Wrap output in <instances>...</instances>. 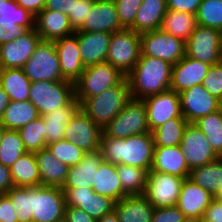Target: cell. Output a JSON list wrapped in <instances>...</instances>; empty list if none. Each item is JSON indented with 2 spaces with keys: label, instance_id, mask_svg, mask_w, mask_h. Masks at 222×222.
Wrapping results in <instances>:
<instances>
[{
  "label": "cell",
  "instance_id": "cell-1",
  "mask_svg": "<svg viewBox=\"0 0 222 222\" xmlns=\"http://www.w3.org/2000/svg\"><path fill=\"white\" fill-rule=\"evenodd\" d=\"M152 133L133 135L125 139L101 135L99 151L105 162L151 169L154 155Z\"/></svg>",
  "mask_w": 222,
  "mask_h": 222
},
{
  "label": "cell",
  "instance_id": "cell-2",
  "mask_svg": "<svg viewBox=\"0 0 222 222\" xmlns=\"http://www.w3.org/2000/svg\"><path fill=\"white\" fill-rule=\"evenodd\" d=\"M172 66L162 59L143 56L126 76L132 99L143 100L170 89Z\"/></svg>",
  "mask_w": 222,
  "mask_h": 222
},
{
  "label": "cell",
  "instance_id": "cell-3",
  "mask_svg": "<svg viewBox=\"0 0 222 222\" xmlns=\"http://www.w3.org/2000/svg\"><path fill=\"white\" fill-rule=\"evenodd\" d=\"M130 85L125 78L120 84L86 98L80 108L103 129L131 100Z\"/></svg>",
  "mask_w": 222,
  "mask_h": 222
},
{
  "label": "cell",
  "instance_id": "cell-4",
  "mask_svg": "<svg viewBox=\"0 0 222 222\" xmlns=\"http://www.w3.org/2000/svg\"><path fill=\"white\" fill-rule=\"evenodd\" d=\"M125 78V75L107 62L87 66L74 82L75 98L81 104L86 98L101 94Z\"/></svg>",
  "mask_w": 222,
  "mask_h": 222
},
{
  "label": "cell",
  "instance_id": "cell-5",
  "mask_svg": "<svg viewBox=\"0 0 222 222\" xmlns=\"http://www.w3.org/2000/svg\"><path fill=\"white\" fill-rule=\"evenodd\" d=\"M74 98V83L71 81L31 82L29 101L40 116L67 106Z\"/></svg>",
  "mask_w": 222,
  "mask_h": 222
},
{
  "label": "cell",
  "instance_id": "cell-6",
  "mask_svg": "<svg viewBox=\"0 0 222 222\" xmlns=\"http://www.w3.org/2000/svg\"><path fill=\"white\" fill-rule=\"evenodd\" d=\"M140 54V33L124 28L112 33L107 63L127 76L139 61Z\"/></svg>",
  "mask_w": 222,
  "mask_h": 222
},
{
  "label": "cell",
  "instance_id": "cell-7",
  "mask_svg": "<svg viewBox=\"0 0 222 222\" xmlns=\"http://www.w3.org/2000/svg\"><path fill=\"white\" fill-rule=\"evenodd\" d=\"M102 130L104 136L121 139L151 133L143 100L131 99Z\"/></svg>",
  "mask_w": 222,
  "mask_h": 222
},
{
  "label": "cell",
  "instance_id": "cell-8",
  "mask_svg": "<svg viewBox=\"0 0 222 222\" xmlns=\"http://www.w3.org/2000/svg\"><path fill=\"white\" fill-rule=\"evenodd\" d=\"M23 70L31 82L68 81L62 76L54 41L40 40Z\"/></svg>",
  "mask_w": 222,
  "mask_h": 222
},
{
  "label": "cell",
  "instance_id": "cell-9",
  "mask_svg": "<svg viewBox=\"0 0 222 222\" xmlns=\"http://www.w3.org/2000/svg\"><path fill=\"white\" fill-rule=\"evenodd\" d=\"M141 55L177 64L186 55V42L161 29L140 33Z\"/></svg>",
  "mask_w": 222,
  "mask_h": 222
},
{
  "label": "cell",
  "instance_id": "cell-10",
  "mask_svg": "<svg viewBox=\"0 0 222 222\" xmlns=\"http://www.w3.org/2000/svg\"><path fill=\"white\" fill-rule=\"evenodd\" d=\"M65 196L60 187H31L33 222H64Z\"/></svg>",
  "mask_w": 222,
  "mask_h": 222
},
{
  "label": "cell",
  "instance_id": "cell-11",
  "mask_svg": "<svg viewBox=\"0 0 222 222\" xmlns=\"http://www.w3.org/2000/svg\"><path fill=\"white\" fill-rule=\"evenodd\" d=\"M185 178L149 170L143 196L155 207L177 206Z\"/></svg>",
  "mask_w": 222,
  "mask_h": 222
},
{
  "label": "cell",
  "instance_id": "cell-12",
  "mask_svg": "<svg viewBox=\"0 0 222 222\" xmlns=\"http://www.w3.org/2000/svg\"><path fill=\"white\" fill-rule=\"evenodd\" d=\"M186 55L215 65L222 61V31L197 25L186 42Z\"/></svg>",
  "mask_w": 222,
  "mask_h": 222
},
{
  "label": "cell",
  "instance_id": "cell-13",
  "mask_svg": "<svg viewBox=\"0 0 222 222\" xmlns=\"http://www.w3.org/2000/svg\"><path fill=\"white\" fill-rule=\"evenodd\" d=\"M190 170L217 160L220 156L213 150L205 134L194 123H188L180 144Z\"/></svg>",
  "mask_w": 222,
  "mask_h": 222
},
{
  "label": "cell",
  "instance_id": "cell-14",
  "mask_svg": "<svg viewBox=\"0 0 222 222\" xmlns=\"http://www.w3.org/2000/svg\"><path fill=\"white\" fill-rule=\"evenodd\" d=\"M103 130L80 108L67 123L63 139L86 153L99 150Z\"/></svg>",
  "mask_w": 222,
  "mask_h": 222
},
{
  "label": "cell",
  "instance_id": "cell-15",
  "mask_svg": "<svg viewBox=\"0 0 222 222\" xmlns=\"http://www.w3.org/2000/svg\"><path fill=\"white\" fill-rule=\"evenodd\" d=\"M61 189L64 192L66 206L79 208L96 221L114 211L115 201L95 193L92 187Z\"/></svg>",
  "mask_w": 222,
  "mask_h": 222
},
{
  "label": "cell",
  "instance_id": "cell-16",
  "mask_svg": "<svg viewBox=\"0 0 222 222\" xmlns=\"http://www.w3.org/2000/svg\"><path fill=\"white\" fill-rule=\"evenodd\" d=\"M179 97L182 116L188 123L222 108V102L205 90L202 84L180 92Z\"/></svg>",
  "mask_w": 222,
  "mask_h": 222
},
{
  "label": "cell",
  "instance_id": "cell-17",
  "mask_svg": "<svg viewBox=\"0 0 222 222\" xmlns=\"http://www.w3.org/2000/svg\"><path fill=\"white\" fill-rule=\"evenodd\" d=\"M146 106L147 121L150 132L160 127L167 120L183 117L179 93L168 89L143 99Z\"/></svg>",
  "mask_w": 222,
  "mask_h": 222
},
{
  "label": "cell",
  "instance_id": "cell-18",
  "mask_svg": "<svg viewBox=\"0 0 222 222\" xmlns=\"http://www.w3.org/2000/svg\"><path fill=\"white\" fill-rule=\"evenodd\" d=\"M41 37L36 29L24 31L14 41L0 45L1 69L23 68L30 59Z\"/></svg>",
  "mask_w": 222,
  "mask_h": 222
},
{
  "label": "cell",
  "instance_id": "cell-19",
  "mask_svg": "<svg viewBox=\"0 0 222 222\" xmlns=\"http://www.w3.org/2000/svg\"><path fill=\"white\" fill-rule=\"evenodd\" d=\"M113 0H95L80 32L114 33L122 30Z\"/></svg>",
  "mask_w": 222,
  "mask_h": 222
},
{
  "label": "cell",
  "instance_id": "cell-20",
  "mask_svg": "<svg viewBox=\"0 0 222 222\" xmlns=\"http://www.w3.org/2000/svg\"><path fill=\"white\" fill-rule=\"evenodd\" d=\"M62 76L65 80L75 82L85 67L79 52L77 31L75 33L54 40Z\"/></svg>",
  "mask_w": 222,
  "mask_h": 222
},
{
  "label": "cell",
  "instance_id": "cell-21",
  "mask_svg": "<svg viewBox=\"0 0 222 222\" xmlns=\"http://www.w3.org/2000/svg\"><path fill=\"white\" fill-rule=\"evenodd\" d=\"M210 66L185 55L177 64L172 66L170 89L180 93L195 85L202 84Z\"/></svg>",
  "mask_w": 222,
  "mask_h": 222
},
{
  "label": "cell",
  "instance_id": "cell-22",
  "mask_svg": "<svg viewBox=\"0 0 222 222\" xmlns=\"http://www.w3.org/2000/svg\"><path fill=\"white\" fill-rule=\"evenodd\" d=\"M214 197L205 189L198 186L191 179L185 178L177 207L188 220L202 217Z\"/></svg>",
  "mask_w": 222,
  "mask_h": 222
},
{
  "label": "cell",
  "instance_id": "cell-23",
  "mask_svg": "<svg viewBox=\"0 0 222 222\" xmlns=\"http://www.w3.org/2000/svg\"><path fill=\"white\" fill-rule=\"evenodd\" d=\"M112 33L77 31L79 52L84 67L106 62Z\"/></svg>",
  "mask_w": 222,
  "mask_h": 222
},
{
  "label": "cell",
  "instance_id": "cell-24",
  "mask_svg": "<svg viewBox=\"0 0 222 222\" xmlns=\"http://www.w3.org/2000/svg\"><path fill=\"white\" fill-rule=\"evenodd\" d=\"M35 29L40 35L41 40L49 41H54L75 33L68 16L64 13L51 10H42L35 17Z\"/></svg>",
  "mask_w": 222,
  "mask_h": 222
},
{
  "label": "cell",
  "instance_id": "cell-25",
  "mask_svg": "<svg viewBox=\"0 0 222 222\" xmlns=\"http://www.w3.org/2000/svg\"><path fill=\"white\" fill-rule=\"evenodd\" d=\"M151 170L161 173L188 178L190 169L186 163L180 145L154 147L153 164Z\"/></svg>",
  "mask_w": 222,
  "mask_h": 222
},
{
  "label": "cell",
  "instance_id": "cell-26",
  "mask_svg": "<svg viewBox=\"0 0 222 222\" xmlns=\"http://www.w3.org/2000/svg\"><path fill=\"white\" fill-rule=\"evenodd\" d=\"M103 161L99 150L85 153L78 164L69 167L62 188L92 187L95 171L99 169Z\"/></svg>",
  "mask_w": 222,
  "mask_h": 222
},
{
  "label": "cell",
  "instance_id": "cell-27",
  "mask_svg": "<svg viewBox=\"0 0 222 222\" xmlns=\"http://www.w3.org/2000/svg\"><path fill=\"white\" fill-rule=\"evenodd\" d=\"M155 207L143 196H125L115 202L119 222H151Z\"/></svg>",
  "mask_w": 222,
  "mask_h": 222
},
{
  "label": "cell",
  "instance_id": "cell-28",
  "mask_svg": "<svg viewBox=\"0 0 222 222\" xmlns=\"http://www.w3.org/2000/svg\"><path fill=\"white\" fill-rule=\"evenodd\" d=\"M38 163L41 185L62 188L69 167L59 161L46 147L35 152Z\"/></svg>",
  "mask_w": 222,
  "mask_h": 222
},
{
  "label": "cell",
  "instance_id": "cell-29",
  "mask_svg": "<svg viewBox=\"0 0 222 222\" xmlns=\"http://www.w3.org/2000/svg\"><path fill=\"white\" fill-rule=\"evenodd\" d=\"M92 189L95 193L109 197L115 202L128 196L122 189L116 165L105 161L95 171Z\"/></svg>",
  "mask_w": 222,
  "mask_h": 222
},
{
  "label": "cell",
  "instance_id": "cell-30",
  "mask_svg": "<svg viewBox=\"0 0 222 222\" xmlns=\"http://www.w3.org/2000/svg\"><path fill=\"white\" fill-rule=\"evenodd\" d=\"M79 109L80 103L74 98L67 106L54 109L42 116L45 124L47 145L63 139L67 123Z\"/></svg>",
  "mask_w": 222,
  "mask_h": 222
},
{
  "label": "cell",
  "instance_id": "cell-31",
  "mask_svg": "<svg viewBox=\"0 0 222 222\" xmlns=\"http://www.w3.org/2000/svg\"><path fill=\"white\" fill-rule=\"evenodd\" d=\"M167 11L166 0H142L135 16L134 31L144 33L160 29Z\"/></svg>",
  "mask_w": 222,
  "mask_h": 222
},
{
  "label": "cell",
  "instance_id": "cell-32",
  "mask_svg": "<svg viewBox=\"0 0 222 222\" xmlns=\"http://www.w3.org/2000/svg\"><path fill=\"white\" fill-rule=\"evenodd\" d=\"M14 187H33L41 185V178L35 153L26 152L10 167Z\"/></svg>",
  "mask_w": 222,
  "mask_h": 222
},
{
  "label": "cell",
  "instance_id": "cell-33",
  "mask_svg": "<svg viewBox=\"0 0 222 222\" xmlns=\"http://www.w3.org/2000/svg\"><path fill=\"white\" fill-rule=\"evenodd\" d=\"M0 86L9 96L10 101L29 100L31 80L23 68H6L0 70Z\"/></svg>",
  "mask_w": 222,
  "mask_h": 222
},
{
  "label": "cell",
  "instance_id": "cell-34",
  "mask_svg": "<svg viewBox=\"0 0 222 222\" xmlns=\"http://www.w3.org/2000/svg\"><path fill=\"white\" fill-rule=\"evenodd\" d=\"M188 178L215 198L222 188V157L190 170Z\"/></svg>",
  "mask_w": 222,
  "mask_h": 222
},
{
  "label": "cell",
  "instance_id": "cell-35",
  "mask_svg": "<svg viewBox=\"0 0 222 222\" xmlns=\"http://www.w3.org/2000/svg\"><path fill=\"white\" fill-rule=\"evenodd\" d=\"M37 108L29 101H10L1 124L5 129L18 130L39 117Z\"/></svg>",
  "mask_w": 222,
  "mask_h": 222
},
{
  "label": "cell",
  "instance_id": "cell-36",
  "mask_svg": "<svg viewBox=\"0 0 222 222\" xmlns=\"http://www.w3.org/2000/svg\"><path fill=\"white\" fill-rule=\"evenodd\" d=\"M197 26L196 17L193 14L168 10L163 17L160 29L174 37L182 39L184 42L189 40L190 35Z\"/></svg>",
  "mask_w": 222,
  "mask_h": 222
},
{
  "label": "cell",
  "instance_id": "cell-37",
  "mask_svg": "<svg viewBox=\"0 0 222 222\" xmlns=\"http://www.w3.org/2000/svg\"><path fill=\"white\" fill-rule=\"evenodd\" d=\"M188 122L184 117L167 120L153 130L152 136L155 147L178 146L181 144L183 131Z\"/></svg>",
  "mask_w": 222,
  "mask_h": 222
},
{
  "label": "cell",
  "instance_id": "cell-38",
  "mask_svg": "<svg viewBox=\"0 0 222 222\" xmlns=\"http://www.w3.org/2000/svg\"><path fill=\"white\" fill-rule=\"evenodd\" d=\"M116 170L123 191L128 195H143L146 187L147 171L143 168L118 164Z\"/></svg>",
  "mask_w": 222,
  "mask_h": 222
},
{
  "label": "cell",
  "instance_id": "cell-39",
  "mask_svg": "<svg viewBox=\"0 0 222 222\" xmlns=\"http://www.w3.org/2000/svg\"><path fill=\"white\" fill-rule=\"evenodd\" d=\"M0 25L20 26L25 31L35 28V16L20 7L16 0H7L0 7Z\"/></svg>",
  "mask_w": 222,
  "mask_h": 222
},
{
  "label": "cell",
  "instance_id": "cell-40",
  "mask_svg": "<svg viewBox=\"0 0 222 222\" xmlns=\"http://www.w3.org/2000/svg\"><path fill=\"white\" fill-rule=\"evenodd\" d=\"M205 134L213 150L222 157V108L194 122Z\"/></svg>",
  "mask_w": 222,
  "mask_h": 222
},
{
  "label": "cell",
  "instance_id": "cell-41",
  "mask_svg": "<svg viewBox=\"0 0 222 222\" xmlns=\"http://www.w3.org/2000/svg\"><path fill=\"white\" fill-rule=\"evenodd\" d=\"M26 152L18 130L4 129L0 140V163L10 167Z\"/></svg>",
  "mask_w": 222,
  "mask_h": 222
},
{
  "label": "cell",
  "instance_id": "cell-42",
  "mask_svg": "<svg viewBox=\"0 0 222 222\" xmlns=\"http://www.w3.org/2000/svg\"><path fill=\"white\" fill-rule=\"evenodd\" d=\"M27 152H38L46 148L45 124L42 116L18 129Z\"/></svg>",
  "mask_w": 222,
  "mask_h": 222
},
{
  "label": "cell",
  "instance_id": "cell-43",
  "mask_svg": "<svg viewBox=\"0 0 222 222\" xmlns=\"http://www.w3.org/2000/svg\"><path fill=\"white\" fill-rule=\"evenodd\" d=\"M5 195L10 199L18 222H33L31 187H12Z\"/></svg>",
  "mask_w": 222,
  "mask_h": 222
},
{
  "label": "cell",
  "instance_id": "cell-44",
  "mask_svg": "<svg viewBox=\"0 0 222 222\" xmlns=\"http://www.w3.org/2000/svg\"><path fill=\"white\" fill-rule=\"evenodd\" d=\"M195 17L197 25L222 31V0H203Z\"/></svg>",
  "mask_w": 222,
  "mask_h": 222
},
{
  "label": "cell",
  "instance_id": "cell-45",
  "mask_svg": "<svg viewBox=\"0 0 222 222\" xmlns=\"http://www.w3.org/2000/svg\"><path fill=\"white\" fill-rule=\"evenodd\" d=\"M46 147L52 152L55 158L68 167L78 164L86 153L65 139L50 143Z\"/></svg>",
  "mask_w": 222,
  "mask_h": 222
},
{
  "label": "cell",
  "instance_id": "cell-46",
  "mask_svg": "<svg viewBox=\"0 0 222 222\" xmlns=\"http://www.w3.org/2000/svg\"><path fill=\"white\" fill-rule=\"evenodd\" d=\"M117 9L121 27L134 30L135 16L142 0H113Z\"/></svg>",
  "mask_w": 222,
  "mask_h": 222
},
{
  "label": "cell",
  "instance_id": "cell-47",
  "mask_svg": "<svg viewBox=\"0 0 222 222\" xmlns=\"http://www.w3.org/2000/svg\"><path fill=\"white\" fill-rule=\"evenodd\" d=\"M202 86L222 102V61L209 67Z\"/></svg>",
  "mask_w": 222,
  "mask_h": 222
},
{
  "label": "cell",
  "instance_id": "cell-48",
  "mask_svg": "<svg viewBox=\"0 0 222 222\" xmlns=\"http://www.w3.org/2000/svg\"><path fill=\"white\" fill-rule=\"evenodd\" d=\"M95 0H74L73 15H69V21L74 31H78L90 13Z\"/></svg>",
  "mask_w": 222,
  "mask_h": 222
},
{
  "label": "cell",
  "instance_id": "cell-49",
  "mask_svg": "<svg viewBox=\"0 0 222 222\" xmlns=\"http://www.w3.org/2000/svg\"><path fill=\"white\" fill-rule=\"evenodd\" d=\"M184 213L177 207L155 208L151 222H187Z\"/></svg>",
  "mask_w": 222,
  "mask_h": 222
},
{
  "label": "cell",
  "instance_id": "cell-50",
  "mask_svg": "<svg viewBox=\"0 0 222 222\" xmlns=\"http://www.w3.org/2000/svg\"><path fill=\"white\" fill-rule=\"evenodd\" d=\"M203 0H166L167 9L196 15Z\"/></svg>",
  "mask_w": 222,
  "mask_h": 222
},
{
  "label": "cell",
  "instance_id": "cell-51",
  "mask_svg": "<svg viewBox=\"0 0 222 222\" xmlns=\"http://www.w3.org/2000/svg\"><path fill=\"white\" fill-rule=\"evenodd\" d=\"M74 0H46L43 10L58 11L66 16L73 15Z\"/></svg>",
  "mask_w": 222,
  "mask_h": 222
},
{
  "label": "cell",
  "instance_id": "cell-52",
  "mask_svg": "<svg viewBox=\"0 0 222 222\" xmlns=\"http://www.w3.org/2000/svg\"><path fill=\"white\" fill-rule=\"evenodd\" d=\"M64 222H97L85 211L72 207L66 206Z\"/></svg>",
  "mask_w": 222,
  "mask_h": 222
},
{
  "label": "cell",
  "instance_id": "cell-53",
  "mask_svg": "<svg viewBox=\"0 0 222 222\" xmlns=\"http://www.w3.org/2000/svg\"><path fill=\"white\" fill-rule=\"evenodd\" d=\"M1 219L2 222H18L15 209L5 194H1Z\"/></svg>",
  "mask_w": 222,
  "mask_h": 222
},
{
  "label": "cell",
  "instance_id": "cell-54",
  "mask_svg": "<svg viewBox=\"0 0 222 222\" xmlns=\"http://www.w3.org/2000/svg\"><path fill=\"white\" fill-rule=\"evenodd\" d=\"M25 30L20 26H3L0 25V45L14 41Z\"/></svg>",
  "mask_w": 222,
  "mask_h": 222
},
{
  "label": "cell",
  "instance_id": "cell-55",
  "mask_svg": "<svg viewBox=\"0 0 222 222\" xmlns=\"http://www.w3.org/2000/svg\"><path fill=\"white\" fill-rule=\"evenodd\" d=\"M203 216L213 222H222V201L213 198Z\"/></svg>",
  "mask_w": 222,
  "mask_h": 222
},
{
  "label": "cell",
  "instance_id": "cell-56",
  "mask_svg": "<svg viewBox=\"0 0 222 222\" xmlns=\"http://www.w3.org/2000/svg\"><path fill=\"white\" fill-rule=\"evenodd\" d=\"M16 2L36 17L44 9L46 0H16Z\"/></svg>",
  "mask_w": 222,
  "mask_h": 222
},
{
  "label": "cell",
  "instance_id": "cell-57",
  "mask_svg": "<svg viewBox=\"0 0 222 222\" xmlns=\"http://www.w3.org/2000/svg\"><path fill=\"white\" fill-rule=\"evenodd\" d=\"M12 187H14V185L10 168L0 163V194H5Z\"/></svg>",
  "mask_w": 222,
  "mask_h": 222
},
{
  "label": "cell",
  "instance_id": "cell-58",
  "mask_svg": "<svg viewBox=\"0 0 222 222\" xmlns=\"http://www.w3.org/2000/svg\"><path fill=\"white\" fill-rule=\"evenodd\" d=\"M9 103H10L9 96L0 86V121L3 118L5 109L8 107Z\"/></svg>",
  "mask_w": 222,
  "mask_h": 222
},
{
  "label": "cell",
  "instance_id": "cell-59",
  "mask_svg": "<svg viewBox=\"0 0 222 222\" xmlns=\"http://www.w3.org/2000/svg\"><path fill=\"white\" fill-rule=\"evenodd\" d=\"M97 222H119V219L115 211H113L109 214L104 215Z\"/></svg>",
  "mask_w": 222,
  "mask_h": 222
},
{
  "label": "cell",
  "instance_id": "cell-60",
  "mask_svg": "<svg viewBox=\"0 0 222 222\" xmlns=\"http://www.w3.org/2000/svg\"><path fill=\"white\" fill-rule=\"evenodd\" d=\"M194 222H213L207 218H205L204 216L200 217L199 219L193 220Z\"/></svg>",
  "mask_w": 222,
  "mask_h": 222
},
{
  "label": "cell",
  "instance_id": "cell-61",
  "mask_svg": "<svg viewBox=\"0 0 222 222\" xmlns=\"http://www.w3.org/2000/svg\"><path fill=\"white\" fill-rule=\"evenodd\" d=\"M215 198L222 201V188L220 189V191L218 192V194Z\"/></svg>",
  "mask_w": 222,
  "mask_h": 222
},
{
  "label": "cell",
  "instance_id": "cell-62",
  "mask_svg": "<svg viewBox=\"0 0 222 222\" xmlns=\"http://www.w3.org/2000/svg\"><path fill=\"white\" fill-rule=\"evenodd\" d=\"M4 129L5 128L3 127V125L0 122V140H1V136H2V133H3Z\"/></svg>",
  "mask_w": 222,
  "mask_h": 222
},
{
  "label": "cell",
  "instance_id": "cell-63",
  "mask_svg": "<svg viewBox=\"0 0 222 222\" xmlns=\"http://www.w3.org/2000/svg\"><path fill=\"white\" fill-rule=\"evenodd\" d=\"M0 222H2V219H1V194H0Z\"/></svg>",
  "mask_w": 222,
  "mask_h": 222
},
{
  "label": "cell",
  "instance_id": "cell-64",
  "mask_svg": "<svg viewBox=\"0 0 222 222\" xmlns=\"http://www.w3.org/2000/svg\"><path fill=\"white\" fill-rule=\"evenodd\" d=\"M6 1H7V0H0V7H1L3 4H5Z\"/></svg>",
  "mask_w": 222,
  "mask_h": 222
}]
</instances>
